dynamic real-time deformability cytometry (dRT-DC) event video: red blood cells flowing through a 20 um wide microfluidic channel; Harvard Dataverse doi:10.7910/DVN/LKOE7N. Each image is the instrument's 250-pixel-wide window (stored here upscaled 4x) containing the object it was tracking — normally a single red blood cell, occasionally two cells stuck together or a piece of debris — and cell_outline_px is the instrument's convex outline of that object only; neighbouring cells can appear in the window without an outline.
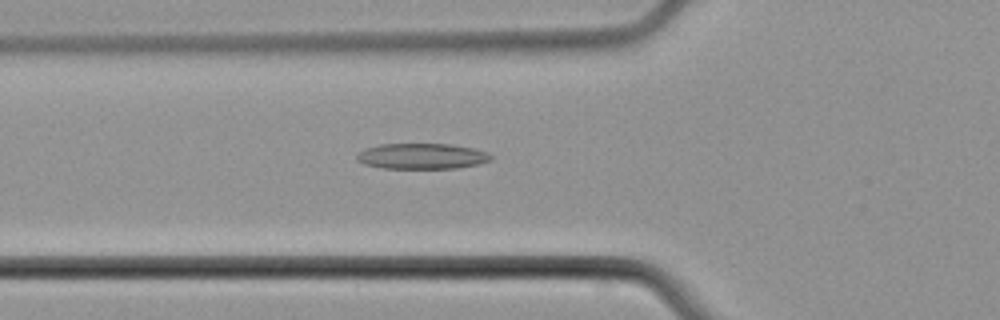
{"species": "common noctule bat (a hibernating species)", "species_latin": "Nyctalus noctula", "temperature_condition": "cold", "stored_images_in_passage": 44, "camera_frame_rate_fps": 3000, "um_per_image_px": 0.085, "animal": {"sex": "male", "body_mass_g": 21.5, "forearm_length_mm": 52.0}, "frame": {"image": 1, "passage_image": 13, "time_ms": 4.0, "image_size_px": [1000, 320], "cell_outline_px": [[492, 160], [476, 164], [456, 168], [384, 168], [364, 164], [356, 160], [356, 156], [364, 148], [380, 144], [448, 144], [472, 148], [488, 152], [492, 156]], "centroid_in_image_um": [35.84, 13.27], "position_along_channel_um": 90.0, "area_um2": 19.94}}
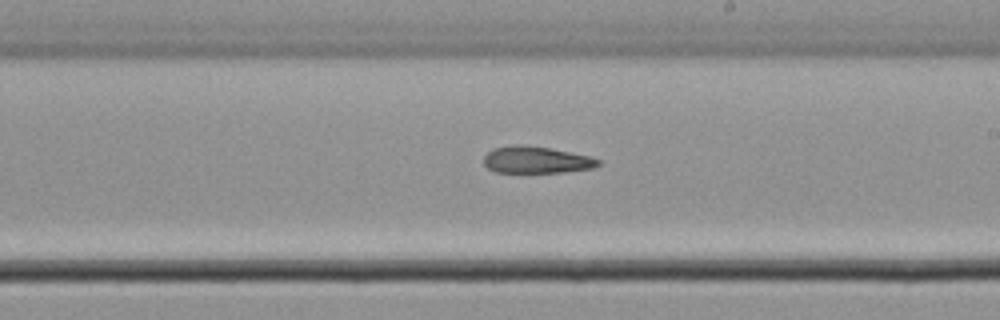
{"frame": {"image": 2, "passage_image": 24, "time_ms": 7.667, "image_size_px": [1000, 320], "cell_outline_px": [[600, 164], [592, 168], [564, 172], [496, 172], [488, 168], [484, 164], [484, 156], [492, 148], [512, 144], [520, 144], [552, 148], [592, 156], [600, 160]], "centroid_in_image_um": [45.59, 13.57], "position_along_channel_um": 243.4, "area_um2": 18.09}}
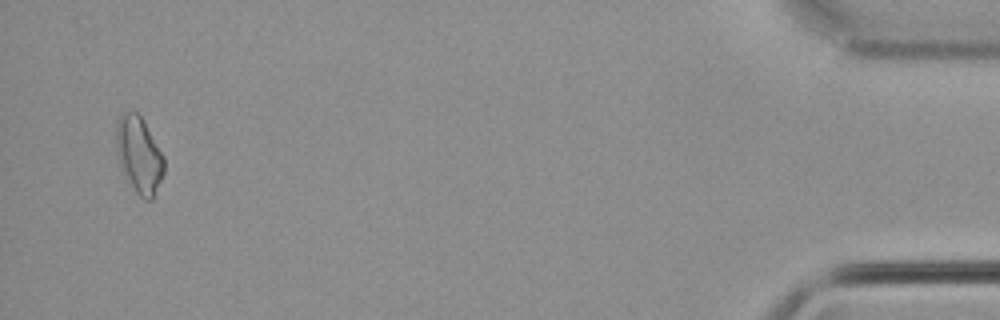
{"frame": {"image": 3, "passage_image": 43, "time_ms": 14.0, "image_size_px": [1000, 320], "cell_outline_px": [[164, 172], [152, 200], [144, 200], [136, 192], [120, 168], [116, 152], [116, 120], [124, 112], [136, 112], [144, 120], [164, 156]], "centroid_in_image_um": [11.81, 13.15], "position_along_channel_um": 423.4, "area_um2": 21.39}}